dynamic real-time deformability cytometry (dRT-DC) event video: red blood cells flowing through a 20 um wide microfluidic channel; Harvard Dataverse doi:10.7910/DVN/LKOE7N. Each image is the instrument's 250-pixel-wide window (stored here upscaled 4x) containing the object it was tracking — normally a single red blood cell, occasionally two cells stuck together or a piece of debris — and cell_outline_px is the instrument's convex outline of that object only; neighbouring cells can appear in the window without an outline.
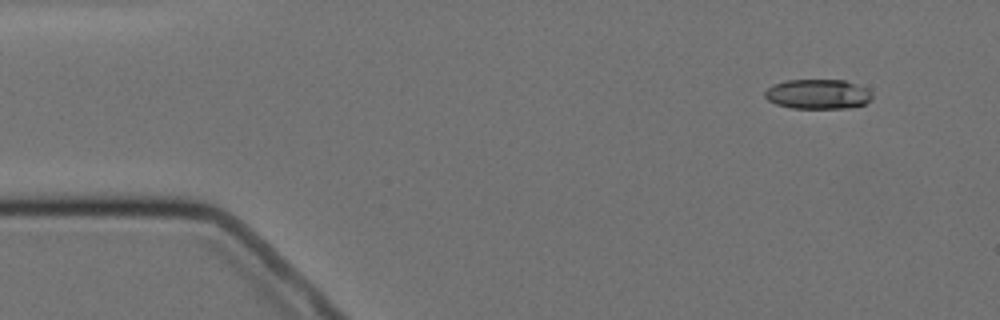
{"species": "Egyptian fruit bat (a non-hibernating species)", "species_latin": "Rousettus aegyptiacus", "temperature_condition": "cold", "stored_images_in_passage": 4, "segment_of_instrument_passage": [1, 2], "camera_frame_rate_fps": 3000, "um_per_image_px": 0.085, "animal": {"sex": "female"}, "frame": {"image": 1, "passage_image": 2, "time_ms": 1.0, "image_size_px": [1000, 320], "cell_outline_px": [[872, 100], [864, 104], [848, 108], [792, 108], [776, 104], [768, 100], [764, 96], [764, 92], [772, 84], [784, 80], [844, 80], [856, 84], [872, 92]], "centroid_in_image_um": [69.5, 8.0], "position_along_channel_um": 15.5, "area_um2": 18.67}}